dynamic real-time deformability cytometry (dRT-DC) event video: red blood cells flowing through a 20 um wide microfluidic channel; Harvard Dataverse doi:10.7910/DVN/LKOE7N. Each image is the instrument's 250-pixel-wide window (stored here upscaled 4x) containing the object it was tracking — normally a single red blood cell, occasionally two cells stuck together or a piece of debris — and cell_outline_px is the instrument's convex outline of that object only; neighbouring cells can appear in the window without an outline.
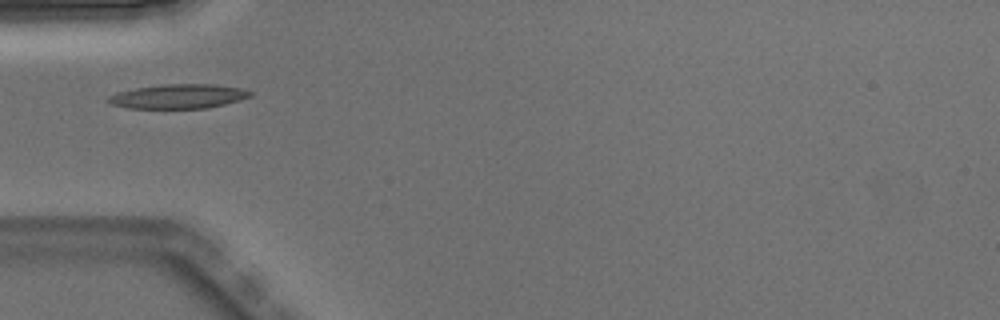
{"species": "Egyptian fruit bat (a non-hibernating species)", "species_latin": "Rousettus aegyptiacus", "temperature_condition": "warm", "stored_images_in_passage": 1, "camera_frame_rate_fps": 3000, "um_per_image_px": 0.085, "animal": {"sex": "male"}, "frame": {"image": 1, "passage_image": 1, "time_ms": 0.0, "image_size_px": [1000, 320], "cell_outline_px": [[252, 96], [240, 100], [208, 108], [128, 108], [112, 104], [104, 100], [108, 96], [116, 92], [136, 88], [164, 84], [216, 84], [244, 88], [252, 92]], "centroid_in_image_um": [15.18, 8.18], "position_along_channel_um": 69.8, "area_um2": 20.29}}